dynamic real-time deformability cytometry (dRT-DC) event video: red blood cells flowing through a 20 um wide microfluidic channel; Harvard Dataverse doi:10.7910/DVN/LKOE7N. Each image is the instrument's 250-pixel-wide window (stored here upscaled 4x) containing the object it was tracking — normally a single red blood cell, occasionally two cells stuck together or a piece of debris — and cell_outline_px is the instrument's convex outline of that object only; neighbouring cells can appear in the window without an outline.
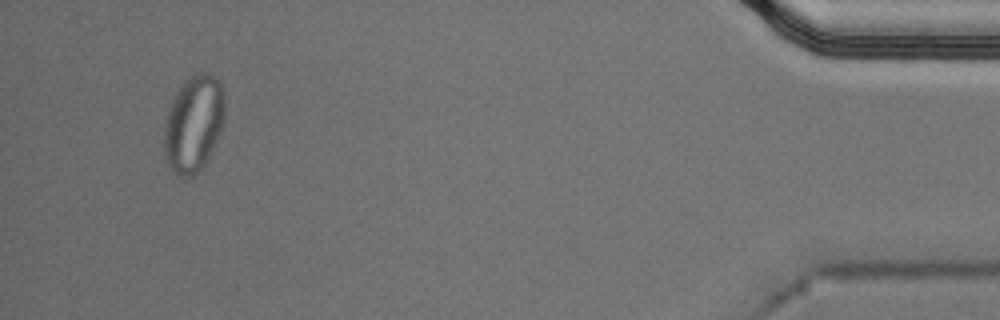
{"species": "Egyptian fruit bat (a non-hibernating species)", "species_latin": "Rousettus aegyptiacus", "temperature_condition": "cold", "stored_images_in_passage": 49, "segment_of_instrument_passage": [2, 2], "camera_frame_rate_fps": 3000, "um_per_image_px": 0.085, "animal": {"sex": "male"}, "frame": {"image": 1, "passage_image": 46, "time_ms": 15.0, "image_size_px": [1000, 320], "cell_outline_px": [[224, 124], [204, 164], [192, 176], [184, 180], [176, 176], [172, 172], [168, 164], [164, 152], [164, 124], [172, 100], [176, 92], [184, 80], [200, 72], [208, 72], [216, 76], [224, 92]], "centroid_in_image_um": [16.45, 10.52], "position_along_channel_um": 418.8, "area_um2": 34.28}}